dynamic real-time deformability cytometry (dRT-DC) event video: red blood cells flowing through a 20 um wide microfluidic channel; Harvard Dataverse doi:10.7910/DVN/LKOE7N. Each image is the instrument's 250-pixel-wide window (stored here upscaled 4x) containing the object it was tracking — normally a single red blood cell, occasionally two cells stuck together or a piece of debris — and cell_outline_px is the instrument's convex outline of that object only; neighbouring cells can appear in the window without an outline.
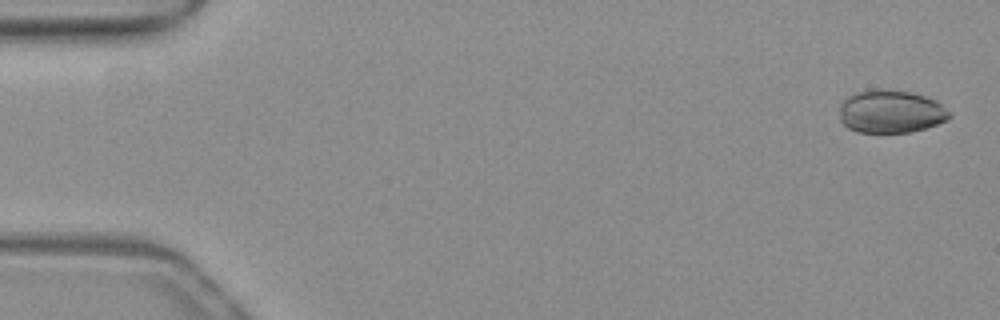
{"species": "common noctule bat (a hibernating species)", "species_latin": "Nyctalus noctula", "temperature_condition": "warm", "stored_images_in_passage": 15, "camera_frame_rate_fps": 3000, "um_per_image_px": 0.085, "animal": {"sex": "female", "body_mass_g": 19.3, "forearm_length_mm": 54.1}, "frame": {"image": 1, "passage_image": 2, "time_ms": 0.333, "image_size_px": [1000, 320], "cell_outline_px": [[952, 116], [948, 120], [912, 132], [856, 132], [848, 128], [840, 120], [840, 104], [848, 96], [856, 92], [876, 88], [912, 92], [936, 100]], "centroid_in_image_um": [75.7, 9.48], "position_along_channel_um": 9.3, "area_um2": 27.51}}
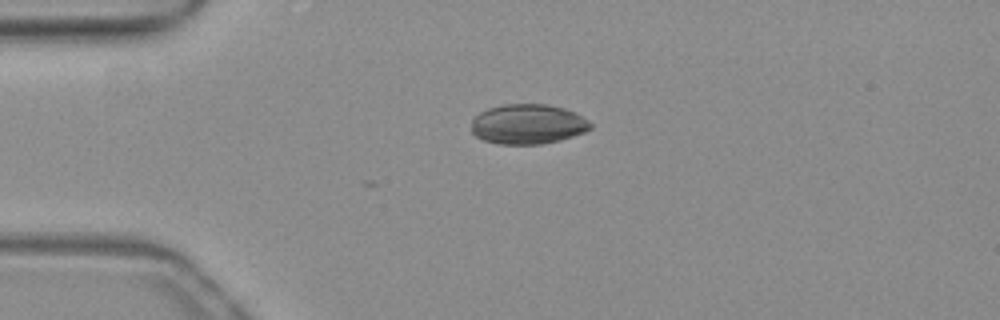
{"frame": {"image": 2, "passage_image": 13, "time_ms": 4.0, "image_size_px": [1000, 320], "cell_outline_px": [[592, 128], [584, 132], [560, 140], [540, 144], [500, 144], [484, 140], [476, 136], [472, 132], [472, 120], [480, 112], [488, 108], [504, 104], [548, 104], [564, 108], [588, 120], [592, 124]], "centroid_in_image_um": [44.86, 10.55], "position_along_channel_um": 40.1, "area_um2": 27.57}}